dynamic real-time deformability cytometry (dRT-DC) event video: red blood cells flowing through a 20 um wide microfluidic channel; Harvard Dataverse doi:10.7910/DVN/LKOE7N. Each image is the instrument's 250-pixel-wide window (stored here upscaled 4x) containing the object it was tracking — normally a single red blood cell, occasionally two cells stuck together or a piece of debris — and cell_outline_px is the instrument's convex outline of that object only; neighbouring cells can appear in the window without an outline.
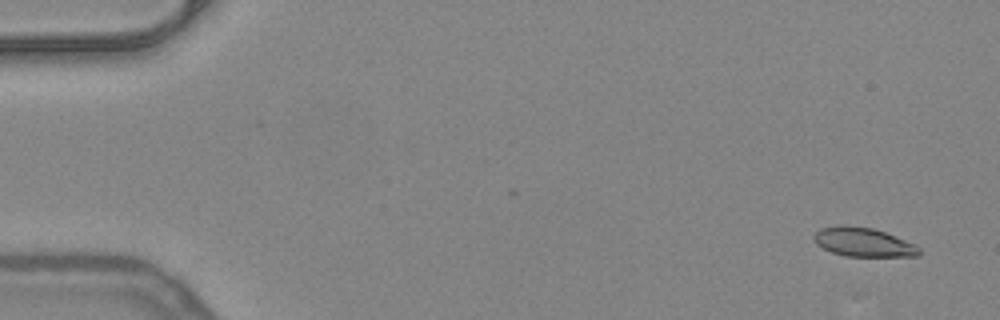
{"species": "common noctule bat (a hibernating species)", "species_latin": "Nyctalus noctula", "temperature_condition": "warm", "stored_images_in_passage": 16, "camera_frame_rate_fps": 3000, "um_per_image_px": 0.085, "animal": {"sex": "female", "body_mass_g": 24.6, "forearm_length_mm": 56.2}, "frame": {"image": 1, "passage_image": 2, "time_ms": 0.333, "image_size_px": [1000, 320], "cell_outline_px": [[920, 256], [844, 256], [832, 252], [816, 244], [812, 240], [812, 236], [820, 228], [840, 224], [872, 228], [884, 232], [916, 244], [920, 248]], "centroid_in_image_um": [73.35, 20.58], "position_along_channel_um": 11.6, "area_um2": 17.86}}
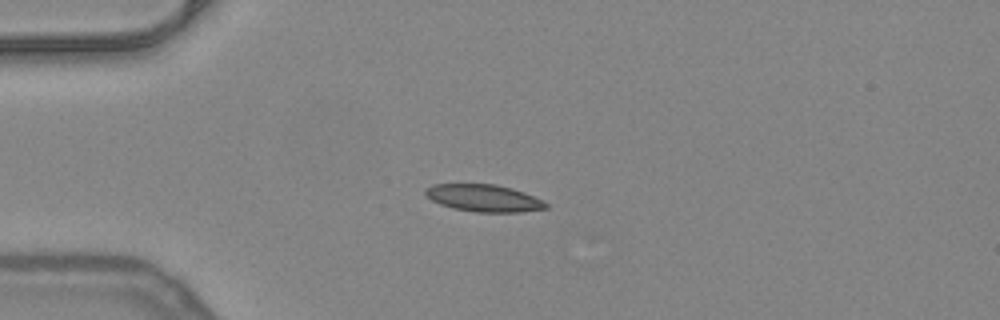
{"frame": {"image": 2, "passage_image": 13, "time_ms": 4.0, "image_size_px": [1000, 320], "cell_outline_px": [[548, 208], [520, 212], [476, 212], [452, 208], [440, 204], [432, 200], [424, 192], [424, 188], [432, 184], [496, 184], [512, 188], [524, 192], [544, 200], [548, 204]], "centroid_in_image_um": [41.14, 16.83], "position_along_channel_um": 43.9, "area_um2": 19.19}}